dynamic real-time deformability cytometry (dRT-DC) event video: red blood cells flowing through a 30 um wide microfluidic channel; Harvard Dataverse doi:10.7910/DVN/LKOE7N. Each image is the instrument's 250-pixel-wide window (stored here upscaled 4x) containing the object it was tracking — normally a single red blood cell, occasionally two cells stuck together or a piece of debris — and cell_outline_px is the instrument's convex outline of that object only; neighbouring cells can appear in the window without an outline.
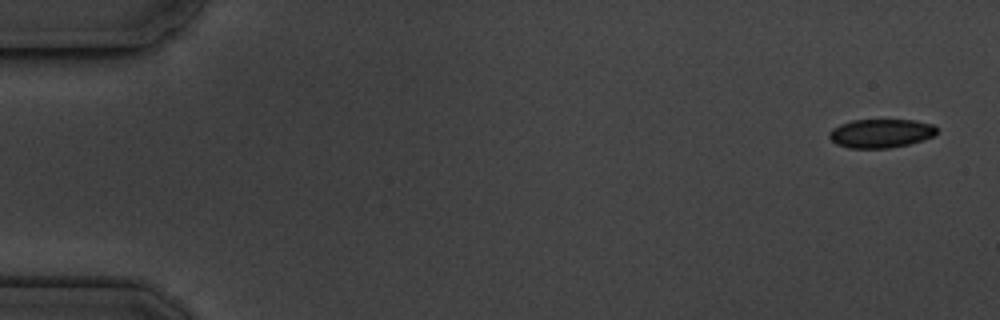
{"species": "common noctule bat (a hibernating species)", "species_latin": "Nyctalus noctula", "temperature_condition": "cold", "stored_images_in_passage": 16, "camera_frame_rate_fps": 3000, "um_per_image_px": 0.085, "animal": {"sex": "male", "body_mass_g": 19.5, "forearm_length_mm": 54.6}, "frame": {"image": 1, "passage_image": 1, "time_ms": 0.0, "image_size_px": [1000, 320], "cell_outline_px": [[936, 132], [932, 136], [924, 140], [908, 144], [888, 148], [848, 148], [836, 144], [828, 136], [828, 132], [832, 128], [840, 124], [852, 120], [916, 120], [932, 124], [936, 128]], "centroid_in_image_um": [74.84, 11.33], "position_along_channel_um": 10.2, "area_um2": 18.03}}
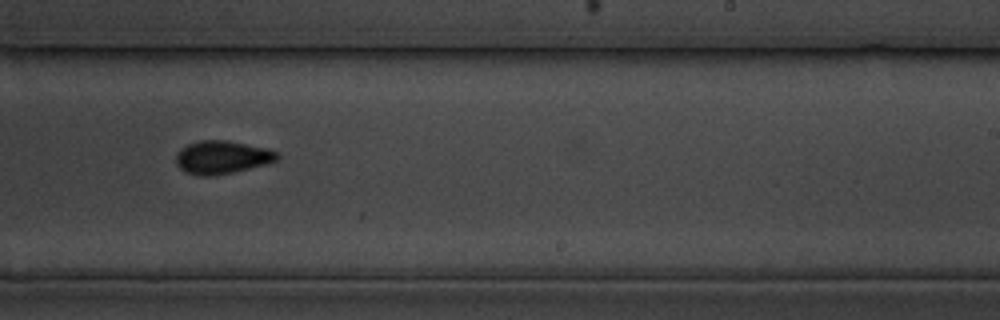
{"frame": {"image": 2, "passage_image": 10, "time_ms": 11.0, "image_size_px": [1000, 320], "cell_outline_px": [[280, 156], [276, 160], [264, 164], [232, 172], [208, 176], [200, 176], [188, 172], [180, 168], [176, 164], [176, 152], [180, 148], [188, 144], [200, 140], [228, 140], [264, 148], [276, 152]], "centroid_in_image_um": [18.81, 13.35], "position_along_channel_um": 270.2, "area_um2": 19.19}}
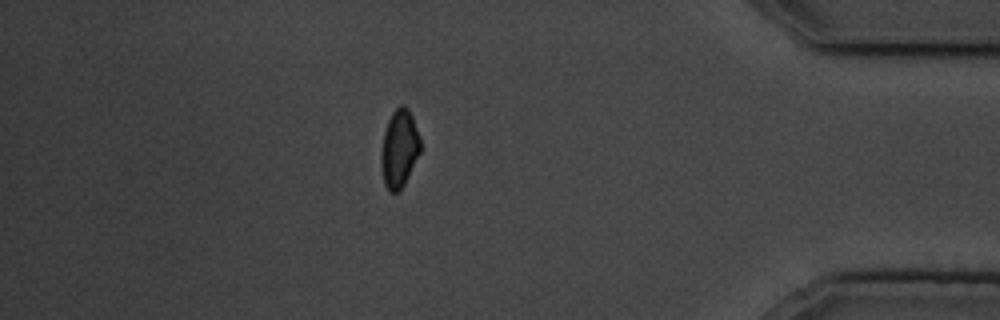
{"frame": {"image": 3, "passage_image": 14, "time_ms": 15.667, "image_size_px": [1000, 320], "cell_outline_px": [[420, 152], [404, 184], [396, 192], [388, 192], [384, 184], [380, 164], [380, 156], [384, 132], [388, 120], [392, 112], [400, 104], [404, 104], [408, 108], [412, 116], [420, 136]], "centroid_in_image_um": [33.92, 12.61], "position_along_channel_um": 401.3, "area_um2": 17.86}, "authors_computed_cell_mechanics": {"area_um2": 18.5538, "velocity_mm_per_s": 3.5861, "shape_relaxation_time_tau1_ms": 2.7785, "shape_relaxation_time_tau2_ms": 3.2561, "deformation_change_tau1": 0.076, "deformation_change_tau2": 0.0422}}